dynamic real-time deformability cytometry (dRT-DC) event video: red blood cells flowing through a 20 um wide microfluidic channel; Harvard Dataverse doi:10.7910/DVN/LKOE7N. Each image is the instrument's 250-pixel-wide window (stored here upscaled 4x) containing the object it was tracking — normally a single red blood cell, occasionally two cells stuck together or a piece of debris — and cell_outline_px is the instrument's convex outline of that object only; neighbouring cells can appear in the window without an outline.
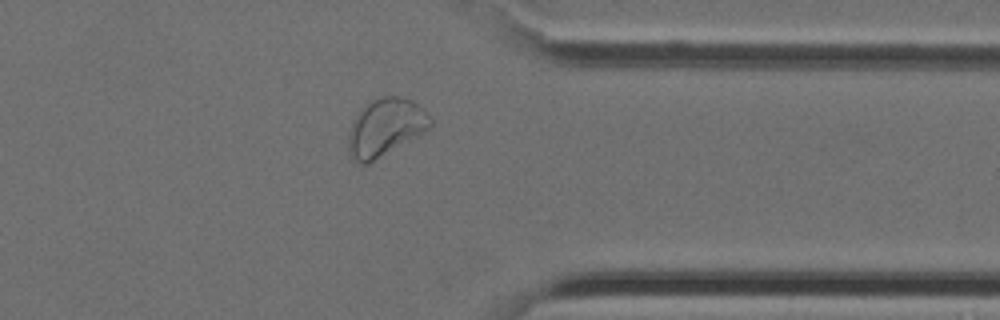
{"species": "Egyptian fruit bat (a non-hibernating species)", "species_latin": "Rousettus aegyptiacus", "temperature_condition": "cold", "stored_images_in_passage": 30, "camera_frame_rate_fps": 3000, "um_per_image_px": 0.085, "animal": {"sex": "female"}, "frame": {"image": 1, "passage_image": 22, "time_ms": 7.0, "image_size_px": [1000, 320], "cell_outline_px": [[432, 124], [424, 132], [368, 164], [360, 164], [352, 160], [348, 152], [348, 132], [352, 120], [360, 108], [368, 100], [384, 96], [396, 96], [412, 100], [432, 120]], "centroid_in_image_um": [32.68, 10.83], "position_along_channel_um": 378.7, "area_um2": 27.51}}